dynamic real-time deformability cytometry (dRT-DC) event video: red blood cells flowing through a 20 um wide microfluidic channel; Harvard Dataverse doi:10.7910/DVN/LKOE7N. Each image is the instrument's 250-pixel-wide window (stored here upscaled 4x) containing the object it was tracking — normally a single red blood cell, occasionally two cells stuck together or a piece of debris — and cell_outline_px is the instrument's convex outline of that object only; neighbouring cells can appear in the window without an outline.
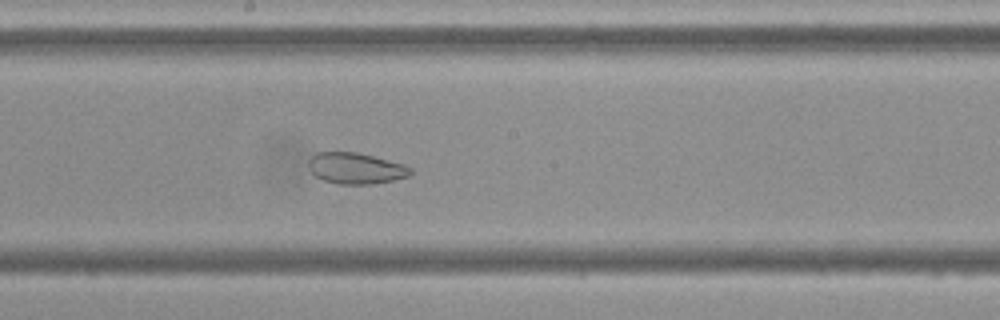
{"species": "Egyptian fruit bat (a non-hibernating species)", "species_latin": "Rousettus aegyptiacus", "temperature_condition": "cold", "stored_images_in_passage": 55, "camera_frame_rate_fps": 3000, "um_per_image_px": 0.085, "frame": {"image": 1, "passage_image": 30, "time_ms": 9.667, "image_size_px": [1000, 320], "cell_outline_px": [[412, 172], [408, 176], [392, 180], [372, 184], [340, 184], [324, 180], [316, 176], [312, 172], [308, 164], [308, 160], [316, 152], [356, 152], [404, 164], [412, 168]], "centroid_in_image_um": [30.24, 14.3], "position_along_channel_um": 218.0, "area_um2": 18.32}}
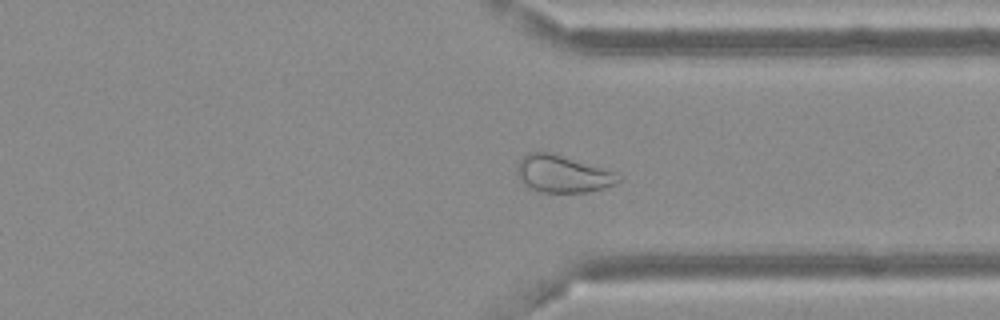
{"frame": {"image": 2, "passage_image": 42, "time_ms": 13.667, "image_size_px": [1000, 320], "cell_outline_px": [[620, 180], [616, 184], [604, 188], [588, 192], [540, 192], [528, 188], [524, 184], [516, 172], [516, 164], [528, 152], [552, 152], [604, 168], [616, 172], [620, 176]], "centroid_in_image_um": [47.82, 14.78], "position_along_channel_um": 363.6, "area_um2": 22.14}}
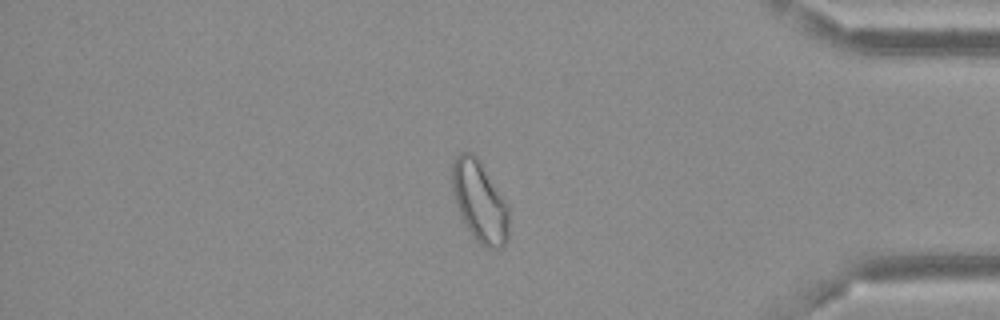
{"frame": {"image": 3, "passage_image": 47, "time_ms": 15.333, "image_size_px": [1000, 320], "cell_outline_px": [[508, 236], [504, 244], [500, 248], [484, 248], [476, 240], [460, 216], [452, 192], [452, 160], [460, 152], [472, 152], [480, 160], [504, 200], [508, 208]], "centroid_in_image_um": [40.74, 17.11], "position_along_channel_um": 394.5, "area_um2": 26.65}, "authors_computed_cell_mechanics": {"area_um2": 26.6458, "velocity_mm_per_s": 3.6313, "shape_relaxation_time_tau1_ms": null, "shape_relaxation_time_tau2_ms": 2.0681, "deformation_change_tau1": null, "deformation_change_tau2": 0.0744}}